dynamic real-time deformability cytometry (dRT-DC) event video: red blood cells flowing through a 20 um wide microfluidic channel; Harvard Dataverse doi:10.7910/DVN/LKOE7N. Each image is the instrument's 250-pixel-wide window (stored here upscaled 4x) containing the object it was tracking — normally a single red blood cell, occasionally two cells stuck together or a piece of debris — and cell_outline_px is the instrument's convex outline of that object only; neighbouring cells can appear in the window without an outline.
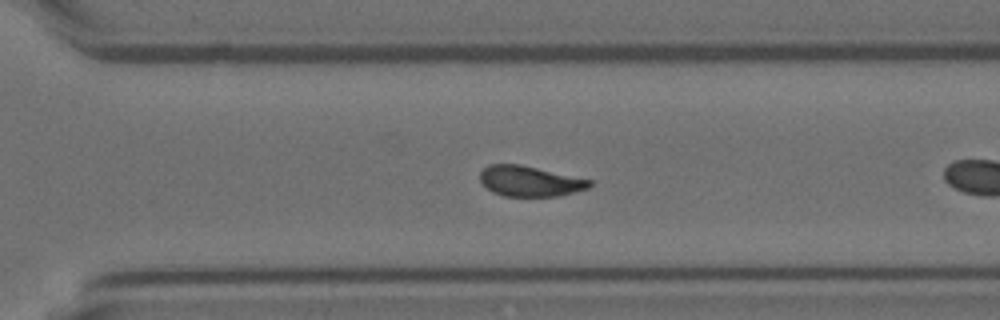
{"species": "Egyptian fruit bat (a non-hibernating species)", "species_latin": "Rousettus aegyptiacus", "temperature_condition": "room temperature", "stored_images_in_passage": 35, "camera_frame_rate_fps": 3000, "um_per_image_px": 0.085, "animal": {"sex": "female"}, "frame": {"image": 1, "passage_image": 20, "time_ms": 6.333, "image_size_px": [1000, 320], "cell_outline_px": [[592, 184], [588, 188], [560, 196], [504, 196], [492, 192], [480, 180], [480, 172], [488, 164], [520, 164], [592, 180]], "centroid_in_image_um": [45.03, 15.4], "position_along_channel_um": 325.6, "area_um2": 19.36}}